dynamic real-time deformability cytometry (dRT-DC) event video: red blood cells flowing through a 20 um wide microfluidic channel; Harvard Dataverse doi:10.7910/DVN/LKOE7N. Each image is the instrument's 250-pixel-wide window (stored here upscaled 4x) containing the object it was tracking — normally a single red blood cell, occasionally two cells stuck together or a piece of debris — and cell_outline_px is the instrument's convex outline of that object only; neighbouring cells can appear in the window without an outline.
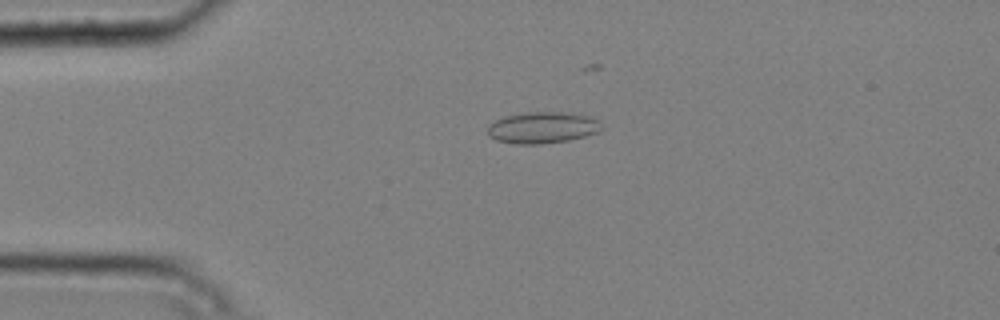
{"species": "common noctule bat (a hibernating species)", "species_latin": "Nyctalus noctula", "temperature_condition": "cold", "stored_images_in_passage": 6, "camera_frame_rate_fps": 3000, "um_per_image_px": 0.085, "animal": {"sex": "male", "body_mass_g": 20.4}, "frame": {"image": 1, "passage_image": 4, "time_ms": 1.0, "image_size_px": [1000, 320], "cell_outline_px": [[604, 128], [596, 132], [584, 136], [568, 140], [540, 144], [516, 144], [496, 140], [488, 136], [488, 124], [504, 116], [528, 112], [564, 112], [592, 116], [600, 120]], "centroid_in_image_um": [46.13, 10.84], "position_along_channel_um": 38.9, "area_um2": 21.04}}
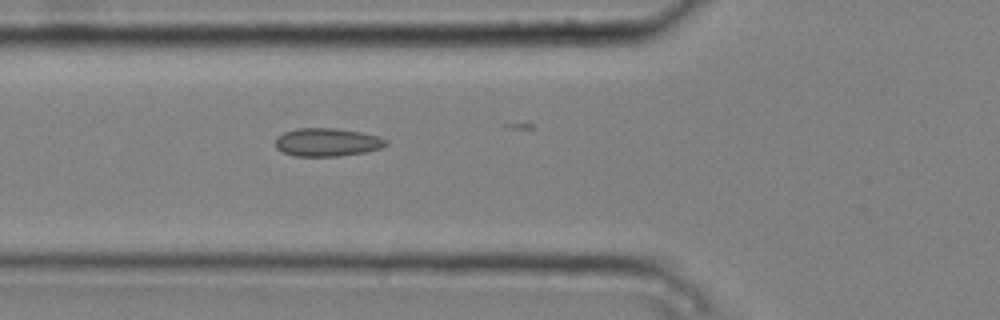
{"frame": {"image": 2, "passage_image": 6, "time_ms": 1.667, "image_size_px": [1000, 320], "cell_outline_px": [[388, 144], [380, 148], [364, 152], [340, 156], [292, 156], [276, 148], [276, 136], [284, 132], [296, 128], [336, 128], [360, 132], [380, 136], [388, 140]], "centroid_in_image_um": [27.81, 12.08], "position_along_channel_um": 98.0, "area_um2": 18.26}}